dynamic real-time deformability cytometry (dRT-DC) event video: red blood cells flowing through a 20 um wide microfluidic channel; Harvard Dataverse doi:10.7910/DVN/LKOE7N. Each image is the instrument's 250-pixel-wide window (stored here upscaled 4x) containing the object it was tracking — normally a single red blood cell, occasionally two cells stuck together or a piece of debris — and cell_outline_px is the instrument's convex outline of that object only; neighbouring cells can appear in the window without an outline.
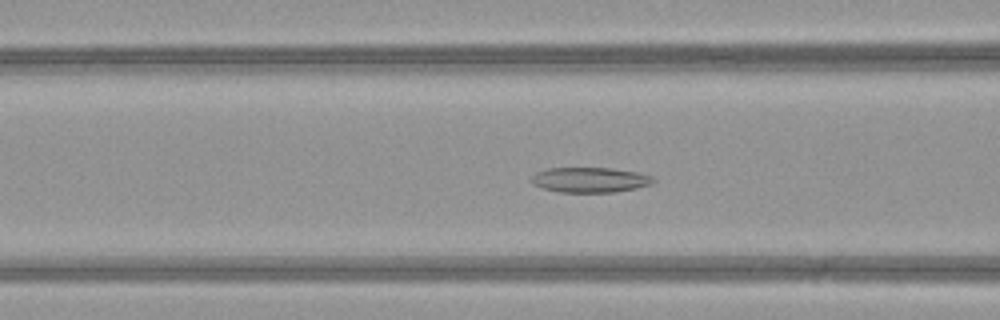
{"species": "common noctule bat (a hibernating species)", "species_latin": "Nyctalus noctula", "temperature_condition": "warm", "stored_images_in_passage": 51, "camera_frame_rate_fps": 3000, "um_per_image_px": 0.085, "animal": {"sex": "female", "body_mass_g": 21.9}, "frame": {"image": 1, "passage_image": 22, "time_ms": 7.0, "image_size_px": [1000, 320], "cell_outline_px": [[656, 180], [652, 184], [636, 188], [616, 192], [560, 192], [544, 188], [532, 184], [532, 176], [536, 172], [548, 168], [612, 168], [636, 172], [652, 176]], "centroid_in_image_um": [50.17, 15.29], "position_along_channel_um": 116.4, "area_um2": 17.8}}
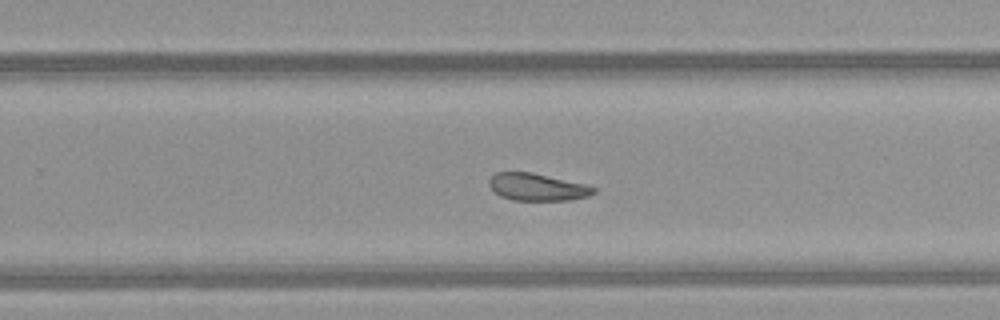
{"frame": {"image": 2, "passage_image": 34, "time_ms": 11.0, "image_size_px": [1000, 320], "cell_outline_px": [[596, 192], [588, 196], [568, 200], [512, 200], [500, 196], [488, 184], [488, 180], [496, 172], [532, 172], [588, 184], [596, 188]], "centroid_in_image_um": [45.69, 15.89], "position_along_channel_um": 284.1, "area_um2": 16.7}}
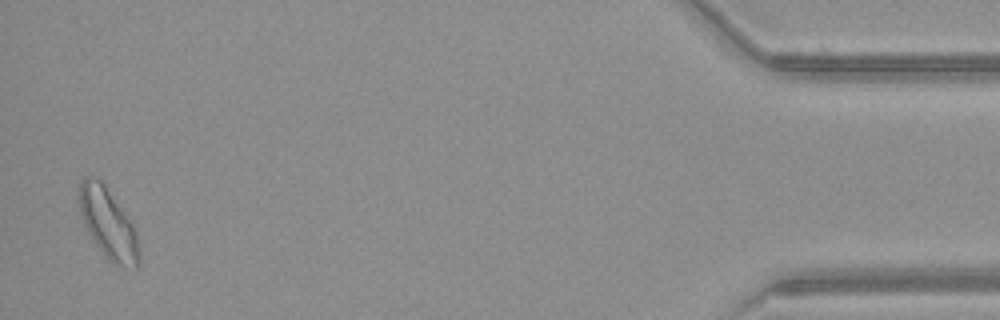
{"frame": {"image": 3, "passage_image": 50, "time_ms": 16.333, "image_size_px": [1000, 320], "cell_outline_px": [[140, 264], [136, 268], [116, 264], [108, 260], [92, 240], [84, 224], [76, 200], [80, 184], [84, 176], [92, 176], [100, 180], [104, 184], [124, 212], [132, 224], [136, 232], [140, 252]], "centroid_in_image_um": [9.16, 18.99], "position_along_channel_um": 426.0, "area_um2": 24.57}, "authors_computed_cell_mechanics": {"area_um2": 20.6346, "velocity_mm_per_s": 4.1843, "shape_relaxation_time_tau1_ms": null, "shape_relaxation_time_tau2_ms": 5.0822, "deformation_change_tau1": null, "deformation_change_tau2": 0.1245}}